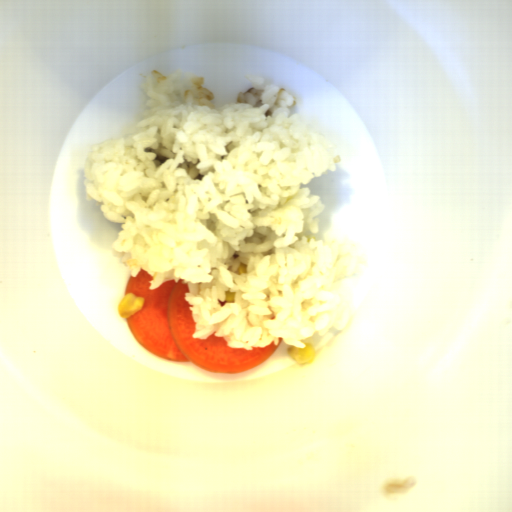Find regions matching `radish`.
I'll return each instance as SVG.
<instances>
[{
  "label": "radish",
  "instance_id": "radish-1",
  "mask_svg": "<svg viewBox=\"0 0 512 512\" xmlns=\"http://www.w3.org/2000/svg\"><path fill=\"white\" fill-rule=\"evenodd\" d=\"M153 276L144 268L130 275L124 296L132 293L145 299L141 310L125 319L127 327L140 346L158 358L175 363H193L217 374H240L255 369L279 348L274 340L265 347L230 348L224 336L213 332L206 339L194 338L196 324L193 305L185 300L190 293L183 279L165 281L150 289Z\"/></svg>",
  "mask_w": 512,
  "mask_h": 512
}]
</instances>
